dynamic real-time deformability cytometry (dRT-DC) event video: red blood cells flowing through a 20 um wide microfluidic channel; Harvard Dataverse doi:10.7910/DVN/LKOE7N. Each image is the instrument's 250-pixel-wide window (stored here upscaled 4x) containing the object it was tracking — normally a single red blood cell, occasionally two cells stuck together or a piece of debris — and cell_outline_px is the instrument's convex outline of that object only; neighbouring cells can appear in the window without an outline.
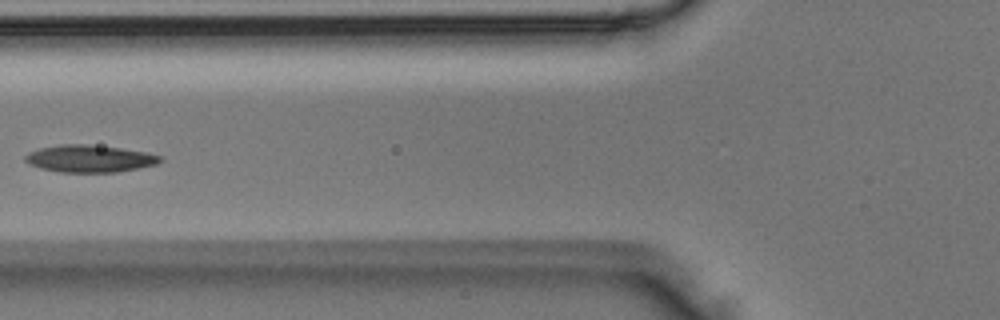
{"species": "Egyptian fruit bat (a non-hibernating species)", "species_latin": "Rousettus aegyptiacus", "temperature_condition": "room temperature", "stored_images_in_passage": 4, "camera_frame_rate_fps": 3000, "um_per_image_px": 0.085, "animal": {"sex": "male"}, "frame": {"image": 1, "passage_image": 4, "time_ms": 1.0, "image_size_px": [1000, 320], "cell_outline_px": [[164, 160], [156, 164], [116, 172], [60, 172], [40, 168], [24, 160], [24, 156], [28, 152], [40, 148], [60, 144], [88, 144], [120, 148], [148, 152], [160, 156]], "centroid_in_image_um": [7.61, 13.47], "position_along_channel_um": 118.2, "area_um2": 21.33}}